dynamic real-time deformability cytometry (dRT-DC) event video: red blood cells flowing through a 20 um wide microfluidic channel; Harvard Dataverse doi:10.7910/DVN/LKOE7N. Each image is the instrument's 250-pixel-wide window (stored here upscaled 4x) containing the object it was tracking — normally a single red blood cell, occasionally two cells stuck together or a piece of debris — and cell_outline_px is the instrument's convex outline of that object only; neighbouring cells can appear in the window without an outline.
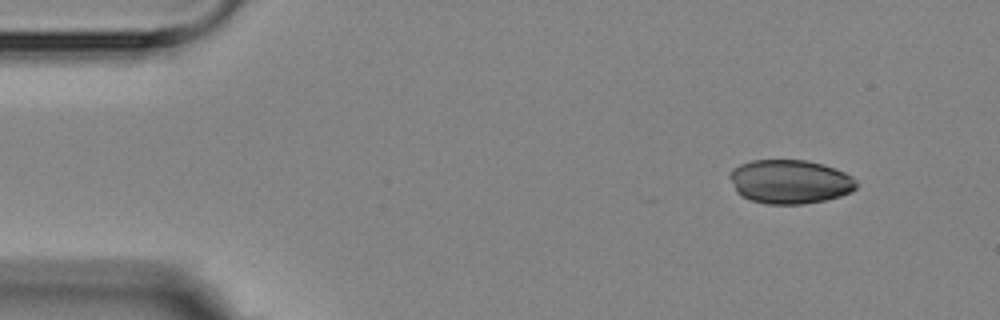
{"species": "Egyptian fruit bat (a non-hibernating species)", "species_latin": "Rousettus aegyptiacus", "temperature_condition": "room temperature", "stored_images_in_passage": 4, "camera_frame_rate_fps": 3000, "um_per_image_px": 0.085, "animal": {"sex": "female"}, "frame": {"image": 1, "passage_image": 1, "time_ms": 0.0, "image_size_px": [1000, 320], "cell_outline_px": [[856, 188], [852, 192], [840, 196], [824, 200], [804, 204], [768, 204], [752, 200], [740, 196], [736, 192], [728, 176], [728, 172], [732, 168], [740, 164], [752, 160], [804, 160], [836, 168], [852, 176], [856, 180]], "centroid_in_image_um": [67.11, 15.44], "position_along_channel_um": 17.9, "area_um2": 32.6}}
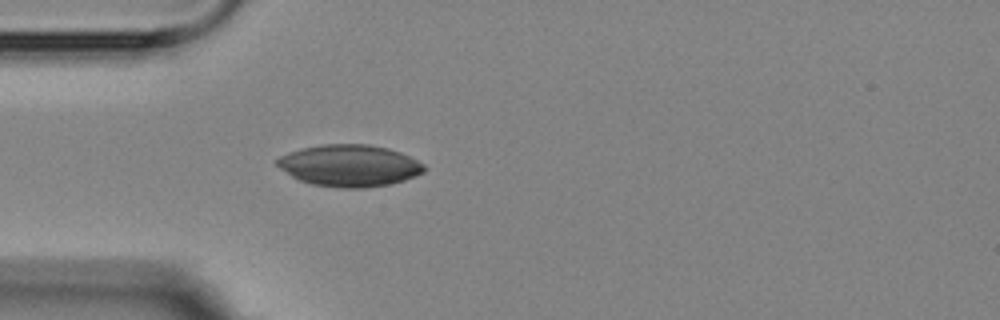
{"frame": {"image": 2, "passage_image": 4, "time_ms": 3.333, "image_size_px": [1000, 320], "cell_outline_px": [[428, 168], [424, 172], [416, 176], [404, 180], [388, 184], [364, 188], [344, 188], [312, 184], [300, 180], [292, 176], [280, 168], [276, 164], [276, 160], [280, 156], [288, 152], [300, 148], [324, 144], [368, 144], [388, 148], [400, 152], [424, 164]], "centroid_in_image_um": [29.71, 14.07], "position_along_channel_um": 55.3, "area_um2": 35.78}}